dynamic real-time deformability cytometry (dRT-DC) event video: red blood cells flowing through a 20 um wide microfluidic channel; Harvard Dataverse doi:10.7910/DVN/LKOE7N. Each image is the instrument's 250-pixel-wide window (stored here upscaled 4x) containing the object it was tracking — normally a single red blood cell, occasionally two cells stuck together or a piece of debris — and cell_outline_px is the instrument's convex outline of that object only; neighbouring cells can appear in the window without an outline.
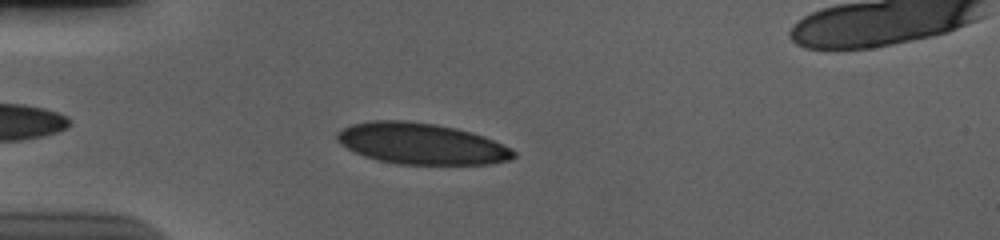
{"species": "human", "species_latin": "Homo sapiens", "temperature_condition": "cold", "stored_images_in_passage": 45, "segment_of_instrument_passage": [1, 2], "camera_frame_rate_fps": 3000, "um_per_image_px": 0.085, "donor": {"sex": "male"}, "frame": {"image": 1, "passage_image": 4, "time_ms": 1.0, "image_size_px": [1000, 240], "cell_outline_px": [[516, 156], [512, 160], [488, 164], [396, 164], [376, 160], [364, 156], [340, 144], [336, 140], [336, 132], [340, 128], [352, 124], [372, 120], [404, 120], [436, 124], [456, 128], [472, 132], [484, 136], [512, 148], [516, 152]], "centroid_in_image_um": [35.81, 12.21], "position_along_channel_um": 49.2, "area_um2": 42.71}}
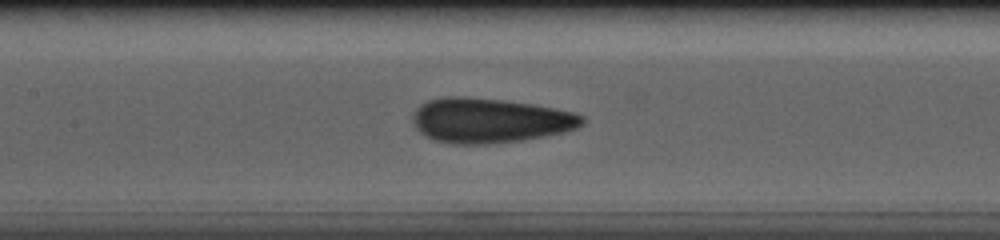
{"frame": {"image": 2, "passage_image": 15, "time_ms": 4.667, "image_size_px": [1000, 240], "cell_outline_px": [[584, 124], [576, 128], [564, 132], [544, 136], [496, 144], [448, 144], [432, 140], [420, 132], [416, 128], [412, 120], [412, 116], [416, 108], [420, 104], [428, 100], [448, 96], [464, 96], [504, 100], [532, 104], [572, 112], [584, 116]], "centroid_in_image_um": [41.59, 10.24], "position_along_channel_um": 165.8, "area_um2": 44.45}}
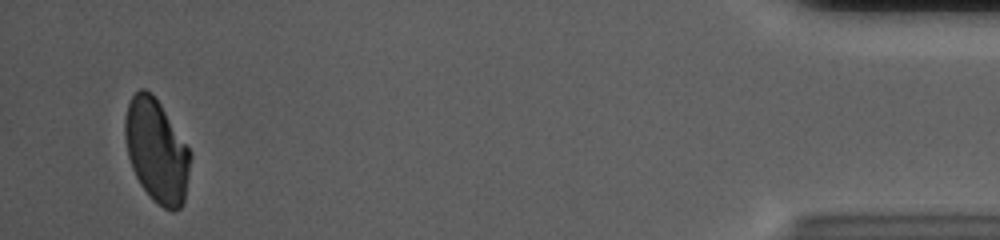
{"frame": {"image": 3, "passage_image": 42, "time_ms": 13.667, "image_size_px": [1000, 240], "cell_outline_px": [[192, 156], [184, 200], [180, 208], [176, 212], [172, 212], [164, 208], [152, 200], [140, 184], [132, 168], [128, 156], [124, 136], [124, 116], [128, 104], [132, 96], [140, 88], [144, 88], [160, 104], [192, 152]], "centroid_in_image_um": [13.31, 12.85], "position_along_channel_um": 421.9, "area_um2": 39.3}}